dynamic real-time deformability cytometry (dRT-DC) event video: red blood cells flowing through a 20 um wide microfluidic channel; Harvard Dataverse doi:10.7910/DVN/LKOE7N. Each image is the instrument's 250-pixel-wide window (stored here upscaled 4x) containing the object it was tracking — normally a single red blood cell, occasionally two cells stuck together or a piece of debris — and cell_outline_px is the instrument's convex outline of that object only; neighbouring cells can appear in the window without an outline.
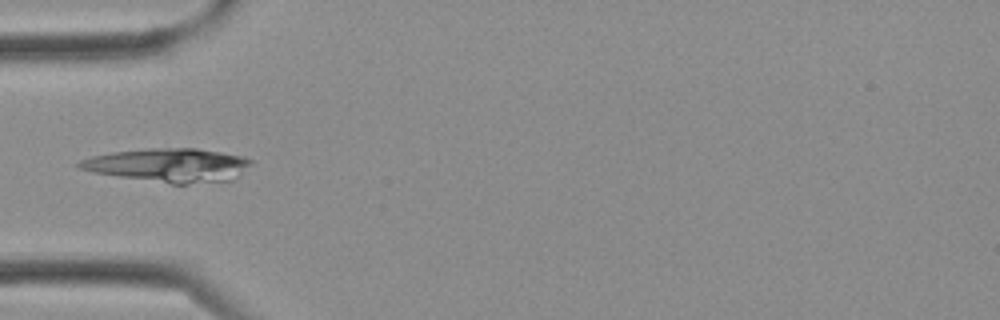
{"species": "Egyptian fruit bat (a non-hibernating species)", "species_latin": "Rousettus aegyptiacus", "temperature_condition": "cold", "stored_images_in_passage": 2, "camera_frame_rate_fps": 3000, "um_per_image_px": 0.085, "frame": {"image": 1, "passage_image": 2, "time_ms": 0.333, "image_size_px": [1000, 320], "cell_outline_px": [[252, 164], [232, 180], [184, 184], [172, 184], [92, 172], [80, 168], [76, 164], [80, 160], [92, 156], [112, 152], [148, 148], [196, 148], [244, 156], [252, 160]], "centroid_in_image_um": [14.35, 14.03], "position_along_channel_um": 70.6, "area_um2": 33.52}}